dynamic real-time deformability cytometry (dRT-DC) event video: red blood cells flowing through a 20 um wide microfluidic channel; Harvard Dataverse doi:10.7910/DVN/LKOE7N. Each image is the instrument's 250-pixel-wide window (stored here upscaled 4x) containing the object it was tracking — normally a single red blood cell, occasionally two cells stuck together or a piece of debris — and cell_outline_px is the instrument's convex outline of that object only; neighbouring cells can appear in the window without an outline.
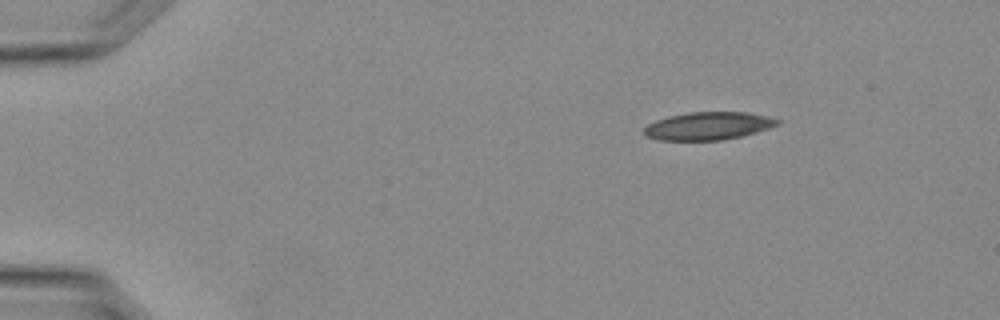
{"species": "Egyptian fruit bat (a non-hibernating species)", "species_latin": "Rousettus aegyptiacus", "temperature_condition": "warm", "stored_images_in_passage": 4, "camera_frame_rate_fps": 3000, "um_per_image_px": 0.085, "animal": {"sex": "female"}, "frame": {"image": 1, "passage_image": 1, "time_ms": 0.0, "image_size_px": [1000, 320], "cell_outline_px": [[780, 124], [756, 132], [724, 140], [660, 140], [648, 136], [644, 132], [644, 128], [648, 124], [656, 120], [668, 116], [692, 112], [748, 112], [768, 116], [780, 120]], "centroid_in_image_um": [60.22, 10.7], "position_along_channel_um": 24.8, "area_um2": 21.5}}